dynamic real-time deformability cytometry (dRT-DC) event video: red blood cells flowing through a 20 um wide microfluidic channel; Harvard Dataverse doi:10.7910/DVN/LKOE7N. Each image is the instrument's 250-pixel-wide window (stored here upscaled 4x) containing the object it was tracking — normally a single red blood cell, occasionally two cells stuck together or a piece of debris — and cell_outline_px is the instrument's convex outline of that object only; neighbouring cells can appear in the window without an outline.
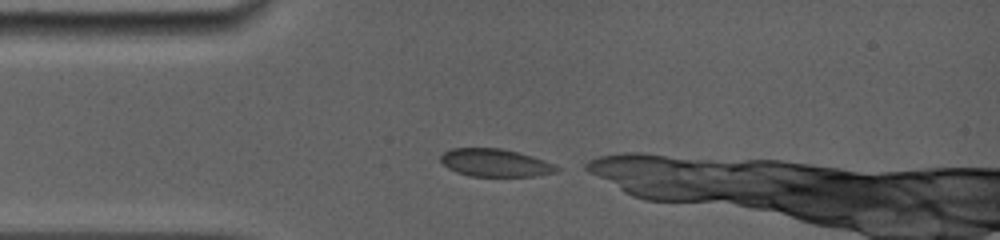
{"species": "common noctule bat (a hibernating species)", "species_latin": "Nyctalus noctula", "temperature_condition": "room temperature", "stored_images_in_passage": 16, "camera_frame_rate_fps": 5000, "um_per_image_px": 0.085, "animal": {"sex": "female", "body_mass_g": 19.0, "forearm_length_mm": 56.7}, "frame": {"image": 1, "passage_image": 1, "time_ms": 0.0, "image_size_px": [1000, 240], "cell_outline_px": [[560, 168], [556, 172], [536, 176], [472, 176], [456, 172], [448, 168], [440, 160], [440, 156], [444, 152], [452, 148], [500, 148], [532, 156], [544, 160]], "centroid_in_image_um": [42.07, 13.84], "position_along_channel_um": 42.9, "area_um2": 18.61}}
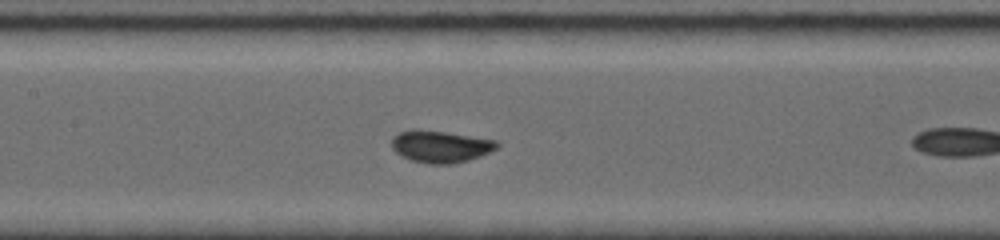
{"frame": {"image": 2, "passage_image": 8, "time_ms": 3.6, "image_size_px": [1000, 240], "cell_outline_px": [[500, 144], [496, 148], [480, 156], [468, 160], [452, 164], [428, 164], [412, 160], [396, 152], [392, 148], [392, 136], [400, 132], [416, 128], [500, 140]], "centroid_in_image_um": [37.45, 12.44], "position_along_channel_um": 169.9, "area_um2": 19.65}}
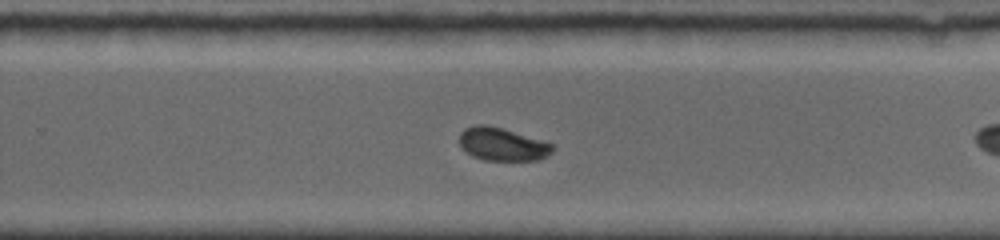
{"frame": {"image": 3, "passage_image": 15, "time_ms": 6.6, "image_size_px": [1000, 240], "cell_outline_px": [[556, 148], [548, 156], [540, 160], [484, 160], [472, 156], [460, 144], [460, 132], [464, 128], [476, 124], [488, 124], [556, 144]], "centroid_in_image_um": [42.75, 12.25], "position_along_channel_um": 287.0, "area_um2": 18.09}}